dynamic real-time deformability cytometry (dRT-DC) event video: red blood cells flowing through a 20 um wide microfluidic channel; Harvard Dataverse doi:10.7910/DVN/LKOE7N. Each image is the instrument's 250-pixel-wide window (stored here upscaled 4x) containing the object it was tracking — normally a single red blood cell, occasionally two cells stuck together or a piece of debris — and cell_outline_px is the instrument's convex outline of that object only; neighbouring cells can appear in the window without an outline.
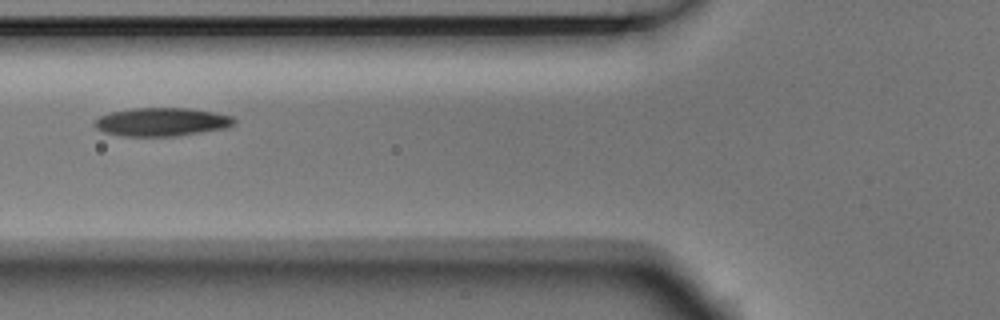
{"species": "Egyptian fruit bat (a non-hibernating species)", "species_latin": "Rousettus aegyptiacus", "temperature_condition": "room temperature", "stored_images_in_passage": 7, "camera_frame_rate_fps": 3000, "um_per_image_px": 0.085, "animal": {"sex": "male"}, "frame": {"image": 1, "passage_image": 6, "time_ms": 1.667, "image_size_px": [1000, 320], "cell_outline_px": [[236, 120], [228, 128], [176, 136], [124, 136], [104, 132], [96, 128], [92, 124], [100, 116], [112, 112], [132, 108], [188, 108], [212, 112], [232, 116]], "centroid_in_image_um": [13.74, 10.37], "position_along_channel_um": 112.1, "area_um2": 23.0}}
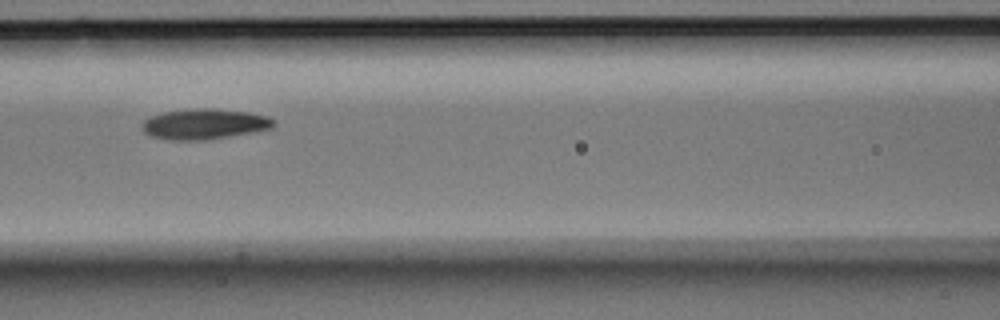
{"frame": {"image": 2, "passage_image": 7, "time_ms": 2.0, "image_size_px": [1000, 320], "cell_outline_px": [[276, 124], [272, 128], [252, 132], [204, 140], [168, 140], [152, 136], [144, 132], [140, 128], [140, 124], [144, 120], [152, 116], [164, 112], [196, 108], [216, 108], [248, 112], [268, 116], [276, 120]], "centroid_in_image_um": [17.37, 10.54], "position_along_channel_um": 149.2, "area_um2": 23.47}}